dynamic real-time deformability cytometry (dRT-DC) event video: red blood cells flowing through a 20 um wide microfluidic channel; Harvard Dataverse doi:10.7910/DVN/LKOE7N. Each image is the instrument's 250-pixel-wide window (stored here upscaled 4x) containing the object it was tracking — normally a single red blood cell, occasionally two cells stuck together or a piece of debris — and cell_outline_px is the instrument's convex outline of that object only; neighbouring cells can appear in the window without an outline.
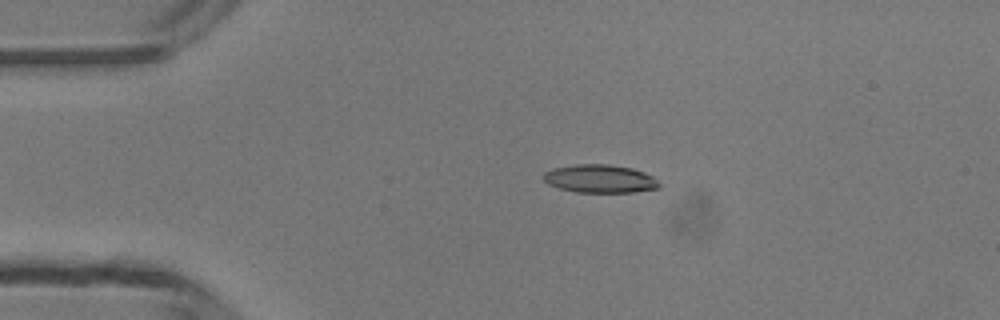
{"species": "common noctule bat (a hibernating species)", "species_latin": "Nyctalus noctula", "temperature_condition": "room temperature", "stored_images_in_passage": 39, "camera_frame_rate_fps": 3000, "um_per_image_px": 0.085, "animal": {"sex": "male", "body_mass_g": 13.3}, "frame": {"image": 1, "passage_image": 1, "time_ms": 0.0, "image_size_px": [1000, 320], "cell_outline_px": [[660, 188], [632, 192], [576, 192], [560, 188], [548, 184], [544, 180], [544, 172], [556, 168], [576, 164], [608, 164], [632, 168], [644, 172], [652, 176], [660, 184]], "centroid_in_image_um": [51.01, 15.19], "position_along_channel_um": 34.0, "area_um2": 18.84}}
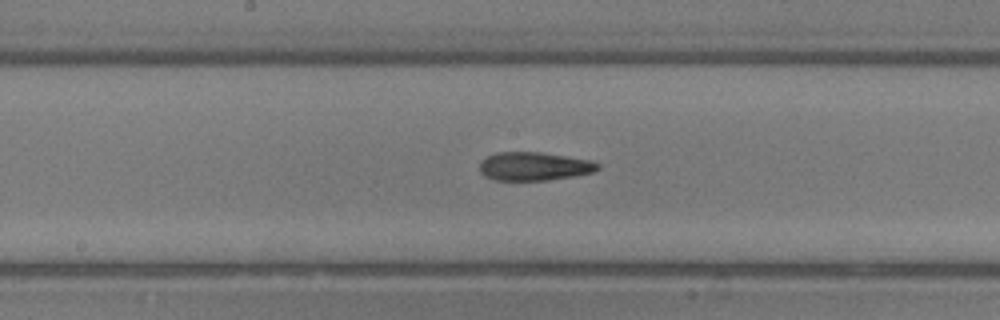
{"frame": {"image": 2, "passage_image": 16, "time_ms": 5.0, "image_size_px": [1000, 320], "cell_outline_px": [[600, 168], [592, 172], [576, 176], [548, 180], [496, 180], [484, 176], [480, 172], [480, 164], [488, 156], [496, 152], [540, 152], [588, 160], [600, 164]], "centroid_in_image_um": [45.4, 14.14], "position_along_channel_um": 202.8, "area_um2": 19.42}}
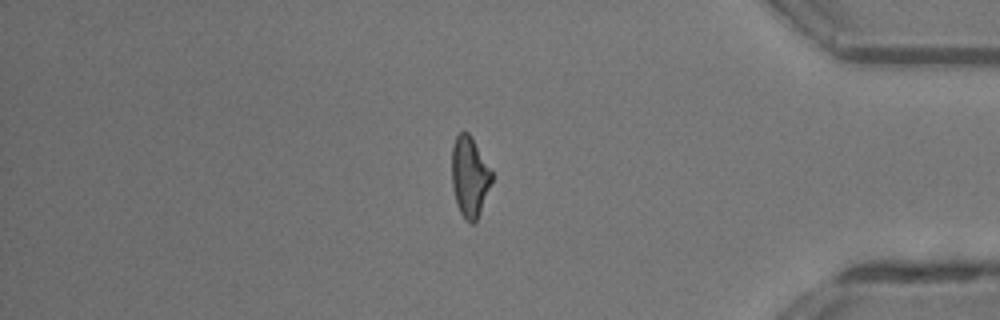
{"frame": {"image": 3, "passage_image": 32, "time_ms": 10.333, "image_size_px": [1000, 320], "cell_outline_px": [[492, 180], [480, 212], [476, 220], [472, 224], [460, 212], [456, 204], [452, 184], [452, 148], [456, 136], [460, 132], [468, 132], [472, 136], [492, 172]], "centroid_in_image_um": [39.91, 14.98], "position_along_channel_um": 395.3, "area_um2": 18.44}, "authors_computed_cell_mechanics": {"area_um2": 19.4208, "velocity_mm_per_s": 4.2065, "shape_relaxation_time_tau1_ms": 7.1357, "shape_relaxation_time_tau2_ms": 2.3421, "deformation_change_tau1": 0.2203, "deformation_change_tau2": 0.1095}}